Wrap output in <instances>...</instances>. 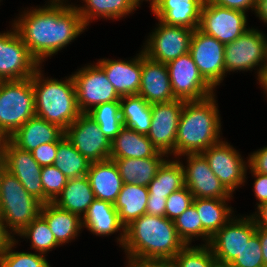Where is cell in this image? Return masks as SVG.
<instances>
[{
  "mask_svg": "<svg viewBox=\"0 0 267 267\" xmlns=\"http://www.w3.org/2000/svg\"><path fill=\"white\" fill-rule=\"evenodd\" d=\"M157 27L147 36L144 54L150 59L167 64L189 52L193 29L168 25L158 19Z\"/></svg>",
  "mask_w": 267,
  "mask_h": 267,
  "instance_id": "30bf717a",
  "label": "cell"
},
{
  "mask_svg": "<svg viewBox=\"0 0 267 267\" xmlns=\"http://www.w3.org/2000/svg\"><path fill=\"white\" fill-rule=\"evenodd\" d=\"M251 171L252 176L255 178L254 181V186H253V192L254 196L256 197L257 202V207L260 206L261 204L267 202V174H262V173H257Z\"/></svg>",
  "mask_w": 267,
  "mask_h": 267,
  "instance_id": "bcb514c9",
  "label": "cell"
},
{
  "mask_svg": "<svg viewBox=\"0 0 267 267\" xmlns=\"http://www.w3.org/2000/svg\"><path fill=\"white\" fill-rule=\"evenodd\" d=\"M7 138L0 132V157H2L4 143Z\"/></svg>",
  "mask_w": 267,
  "mask_h": 267,
  "instance_id": "6f0895ef",
  "label": "cell"
},
{
  "mask_svg": "<svg viewBox=\"0 0 267 267\" xmlns=\"http://www.w3.org/2000/svg\"><path fill=\"white\" fill-rule=\"evenodd\" d=\"M166 65L176 99L199 101L215 94V89L200 74L189 52Z\"/></svg>",
  "mask_w": 267,
  "mask_h": 267,
  "instance_id": "8fae6325",
  "label": "cell"
},
{
  "mask_svg": "<svg viewBox=\"0 0 267 267\" xmlns=\"http://www.w3.org/2000/svg\"><path fill=\"white\" fill-rule=\"evenodd\" d=\"M256 209L257 211L251 214L256 226L267 229V202L261 204Z\"/></svg>",
  "mask_w": 267,
  "mask_h": 267,
  "instance_id": "f907efd6",
  "label": "cell"
},
{
  "mask_svg": "<svg viewBox=\"0 0 267 267\" xmlns=\"http://www.w3.org/2000/svg\"><path fill=\"white\" fill-rule=\"evenodd\" d=\"M18 239L9 244L8 248L0 256V267H51L46 255L32 252L14 251Z\"/></svg>",
  "mask_w": 267,
  "mask_h": 267,
  "instance_id": "ab89813d",
  "label": "cell"
},
{
  "mask_svg": "<svg viewBox=\"0 0 267 267\" xmlns=\"http://www.w3.org/2000/svg\"><path fill=\"white\" fill-rule=\"evenodd\" d=\"M121 119L124 127L147 135L151 126V104L140 95L123 96L120 99Z\"/></svg>",
  "mask_w": 267,
  "mask_h": 267,
  "instance_id": "836d02e7",
  "label": "cell"
},
{
  "mask_svg": "<svg viewBox=\"0 0 267 267\" xmlns=\"http://www.w3.org/2000/svg\"><path fill=\"white\" fill-rule=\"evenodd\" d=\"M166 199L167 197H153V195H148L146 214L165 217Z\"/></svg>",
  "mask_w": 267,
  "mask_h": 267,
  "instance_id": "c3c4849f",
  "label": "cell"
},
{
  "mask_svg": "<svg viewBox=\"0 0 267 267\" xmlns=\"http://www.w3.org/2000/svg\"><path fill=\"white\" fill-rule=\"evenodd\" d=\"M143 1H149L150 2V10L153 11L155 9V7L161 2V0H134V3L136 5V7H140L141 3Z\"/></svg>",
  "mask_w": 267,
  "mask_h": 267,
  "instance_id": "9f6ffc18",
  "label": "cell"
},
{
  "mask_svg": "<svg viewBox=\"0 0 267 267\" xmlns=\"http://www.w3.org/2000/svg\"><path fill=\"white\" fill-rule=\"evenodd\" d=\"M65 136L90 163L110 159L111 141L87 113L79 115L65 130Z\"/></svg>",
  "mask_w": 267,
  "mask_h": 267,
  "instance_id": "2e32d148",
  "label": "cell"
},
{
  "mask_svg": "<svg viewBox=\"0 0 267 267\" xmlns=\"http://www.w3.org/2000/svg\"><path fill=\"white\" fill-rule=\"evenodd\" d=\"M40 177L44 190V204L53 202L63 190L68 179L54 165L43 166Z\"/></svg>",
  "mask_w": 267,
  "mask_h": 267,
  "instance_id": "60d3db41",
  "label": "cell"
},
{
  "mask_svg": "<svg viewBox=\"0 0 267 267\" xmlns=\"http://www.w3.org/2000/svg\"><path fill=\"white\" fill-rule=\"evenodd\" d=\"M41 68L32 76L36 116L66 130L81 114L73 77L46 78Z\"/></svg>",
  "mask_w": 267,
  "mask_h": 267,
  "instance_id": "277c9868",
  "label": "cell"
},
{
  "mask_svg": "<svg viewBox=\"0 0 267 267\" xmlns=\"http://www.w3.org/2000/svg\"><path fill=\"white\" fill-rule=\"evenodd\" d=\"M72 77L81 113H88L98 105L121 99L105 71L97 63L81 67L72 74Z\"/></svg>",
  "mask_w": 267,
  "mask_h": 267,
  "instance_id": "ba28073f",
  "label": "cell"
},
{
  "mask_svg": "<svg viewBox=\"0 0 267 267\" xmlns=\"http://www.w3.org/2000/svg\"><path fill=\"white\" fill-rule=\"evenodd\" d=\"M84 5L76 8L84 25L89 26L95 19L117 20L129 16L136 10L134 0H82Z\"/></svg>",
  "mask_w": 267,
  "mask_h": 267,
  "instance_id": "f546056e",
  "label": "cell"
},
{
  "mask_svg": "<svg viewBox=\"0 0 267 267\" xmlns=\"http://www.w3.org/2000/svg\"><path fill=\"white\" fill-rule=\"evenodd\" d=\"M82 227L96 236H109L119 231L117 243L122 247L125 239V227L120 223L114 204L95 199L82 218Z\"/></svg>",
  "mask_w": 267,
  "mask_h": 267,
  "instance_id": "7402d4cb",
  "label": "cell"
},
{
  "mask_svg": "<svg viewBox=\"0 0 267 267\" xmlns=\"http://www.w3.org/2000/svg\"><path fill=\"white\" fill-rule=\"evenodd\" d=\"M215 5L243 12L255 11L256 0H206Z\"/></svg>",
  "mask_w": 267,
  "mask_h": 267,
  "instance_id": "7dc6e473",
  "label": "cell"
},
{
  "mask_svg": "<svg viewBox=\"0 0 267 267\" xmlns=\"http://www.w3.org/2000/svg\"><path fill=\"white\" fill-rule=\"evenodd\" d=\"M108 80L120 97L137 95L141 84L142 50L130 60L98 59Z\"/></svg>",
  "mask_w": 267,
  "mask_h": 267,
  "instance_id": "ffe728a7",
  "label": "cell"
},
{
  "mask_svg": "<svg viewBox=\"0 0 267 267\" xmlns=\"http://www.w3.org/2000/svg\"><path fill=\"white\" fill-rule=\"evenodd\" d=\"M254 13L267 25V0H256V7Z\"/></svg>",
  "mask_w": 267,
  "mask_h": 267,
  "instance_id": "db71d44e",
  "label": "cell"
},
{
  "mask_svg": "<svg viewBox=\"0 0 267 267\" xmlns=\"http://www.w3.org/2000/svg\"><path fill=\"white\" fill-rule=\"evenodd\" d=\"M87 177L94 192L95 199L115 203L120 193L123 180L117 164L108 159L90 163Z\"/></svg>",
  "mask_w": 267,
  "mask_h": 267,
  "instance_id": "cb8c5ba5",
  "label": "cell"
},
{
  "mask_svg": "<svg viewBox=\"0 0 267 267\" xmlns=\"http://www.w3.org/2000/svg\"><path fill=\"white\" fill-rule=\"evenodd\" d=\"M14 237L6 230V227L0 219V256L8 248Z\"/></svg>",
  "mask_w": 267,
  "mask_h": 267,
  "instance_id": "816d5d0a",
  "label": "cell"
},
{
  "mask_svg": "<svg viewBox=\"0 0 267 267\" xmlns=\"http://www.w3.org/2000/svg\"><path fill=\"white\" fill-rule=\"evenodd\" d=\"M176 232L185 245L196 240H203L208 245L211 236L203 229L196 207L191 204L179 217L173 220ZM200 237V238H199ZM193 240V241H192Z\"/></svg>",
  "mask_w": 267,
  "mask_h": 267,
  "instance_id": "74e56055",
  "label": "cell"
},
{
  "mask_svg": "<svg viewBox=\"0 0 267 267\" xmlns=\"http://www.w3.org/2000/svg\"><path fill=\"white\" fill-rule=\"evenodd\" d=\"M215 94L199 101H184L175 142V158L202 153L222 140Z\"/></svg>",
  "mask_w": 267,
  "mask_h": 267,
  "instance_id": "3957f363",
  "label": "cell"
},
{
  "mask_svg": "<svg viewBox=\"0 0 267 267\" xmlns=\"http://www.w3.org/2000/svg\"><path fill=\"white\" fill-rule=\"evenodd\" d=\"M248 169L253 172L267 174V146L249 154Z\"/></svg>",
  "mask_w": 267,
  "mask_h": 267,
  "instance_id": "f6af8a7d",
  "label": "cell"
},
{
  "mask_svg": "<svg viewBox=\"0 0 267 267\" xmlns=\"http://www.w3.org/2000/svg\"><path fill=\"white\" fill-rule=\"evenodd\" d=\"M166 157L169 158L167 154L159 151L154 157L149 158L111 160H114L117 164L123 184H138L147 187L157 175L159 168L167 160Z\"/></svg>",
  "mask_w": 267,
  "mask_h": 267,
  "instance_id": "4316f807",
  "label": "cell"
},
{
  "mask_svg": "<svg viewBox=\"0 0 267 267\" xmlns=\"http://www.w3.org/2000/svg\"><path fill=\"white\" fill-rule=\"evenodd\" d=\"M224 187L233 195L246 182L248 158L245 161L238 150L225 140L210 146L201 153Z\"/></svg>",
  "mask_w": 267,
  "mask_h": 267,
  "instance_id": "4fadbf2b",
  "label": "cell"
},
{
  "mask_svg": "<svg viewBox=\"0 0 267 267\" xmlns=\"http://www.w3.org/2000/svg\"><path fill=\"white\" fill-rule=\"evenodd\" d=\"M193 199L192 193L186 186L172 192L166 199L165 217L173 221L192 204Z\"/></svg>",
  "mask_w": 267,
  "mask_h": 267,
  "instance_id": "7bdbcfd3",
  "label": "cell"
},
{
  "mask_svg": "<svg viewBox=\"0 0 267 267\" xmlns=\"http://www.w3.org/2000/svg\"><path fill=\"white\" fill-rule=\"evenodd\" d=\"M172 260L176 267H215L218 263L213 251L204 243L185 245Z\"/></svg>",
  "mask_w": 267,
  "mask_h": 267,
  "instance_id": "f35d334b",
  "label": "cell"
},
{
  "mask_svg": "<svg viewBox=\"0 0 267 267\" xmlns=\"http://www.w3.org/2000/svg\"><path fill=\"white\" fill-rule=\"evenodd\" d=\"M99 126L100 131L112 141L124 127L121 119L120 101L96 106L87 113Z\"/></svg>",
  "mask_w": 267,
  "mask_h": 267,
  "instance_id": "d590c367",
  "label": "cell"
},
{
  "mask_svg": "<svg viewBox=\"0 0 267 267\" xmlns=\"http://www.w3.org/2000/svg\"><path fill=\"white\" fill-rule=\"evenodd\" d=\"M42 203L29 194L19 180L7 170L0 180V219L15 238L39 214Z\"/></svg>",
  "mask_w": 267,
  "mask_h": 267,
  "instance_id": "5b68a950",
  "label": "cell"
},
{
  "mask_svg": "<svg viewBox=\"0 0 267 267\" xmlns=\"http://www.w3.org/2000/svg\"><path fill=\"white\" fill-rule=\"evenodd\" d=\"M2 159L5 169L19 180L29 194L44 204V190L40 177L42 167L34 160L32 153L19 149L6 139Z\"/></svg>",
  "mask_w": 267,
  "mask_h": 267,
  "instance_id": "ac0fdd59",
  "label": "cell"
},
{
  "mask_svg": "<svg viewBox=\"0 0 267 267\" xmlns=\"http://www.w3.org/2000/svg\"><path fill=\"white\" fill-rule=\"evenodd\" d=\"M94 200V192L86 175L68 179L63 190L53 203L61 209L78 215L82 219Z\"/></svg>",
  "mask_w": 267,
  "mask_h": 267,
  "instance_id": "83f0119b",
  "label": "cell"
},
{
  "mask_svg": "<svg viewBox=\"0 0 267 267\" xmlns=\"http://www.w3.org/2000/svg\"><path fill=\"white\" fill-rule=\"evenodd\" d=\"M138 95L149 104L176 100L165 63L147 57L142 50V74Z\"/></svg>",
  "mask_w": 267,
  "mask_h": 267,
  "instance_id": "44dd1931",
  "label": "cell"
},
{
  "mask_svg": "<svg viewBox=\"0 0 267 267\" xmlns=\"http://www.w3.org/2000/svg\"><path fill=\"white\" fill-rule=\"evenodd\" d=\"M178 158V159H177ZM167 159L159 168L157 175L147 186L148 195L168 197L172 192L185 186L184 169L180 157Z\"/></svg>",
  "mask_w": 267,
  "mask_h": 267,
  "instance_id": "d6a6232c",
  "label": "cell"
},
{
  "mask_svg": "<svg viewBox=\"0 0 267 267\" xmlns=\"http://www.w3.org/2000/svg\"><path fill=\"white\" fill-rule=\"evenodd\" d=\"M215 267H231V266L230 265H222V264L217 263Z\"/></svg>",
  "mask_w": 267,
  "mask_h": 267,
  "instance_id": "91938a15",
  "label": "cell"
},
{
  "mask_svg": "<svg viewBox=\"0 0 267 267\" xmlns=\"http://www.w3.org/2000/svg\"><path fill=\"white\" fill-rule=\"evenodd\" d=\"M225 45L203 33L199 28L193 31L189 53L203 78L215 89L223 82Z\"/></svg>",
  "mask_w": 267,
  "mask_h": 267,
  "instance_id": "9a60e30c",
  "label": "cell"
},
{
  "mask_svg": "<svg viewBox=\"0 0 267 267\" xmlns=\"http://www.w3.org/2000/svg\"><path fill=\"white\" fill-rule=\"evenodd\" d=\"M230 200L232 198L193 199L203 229L211 237L233 217L234 210L227 204Z\"/></svg>",
  "mask_w": 267,
  "mask_h": 267,
  "instance_id": "1f68e13d",
  "label": "cell"
},
{
  "mask_svg": "<svg viewBox=\"0 0 267 267\" xmlns=\"http://www.w3.org/2000/svg\"><path fill=\"white\" fill-rule=\"evenodd\" d=\"M54 166L58 168L67 179H71L86 176L90 162L75 149L64 135L58 141Z\"/></svg>",
  "mask_w": 267,
  "mask_h": 267,
  "instance_id": "e575fe53",
  "label": "cell"
},
{
  "mask_svg": "<svg viewBox=\"0 0 267 267\" xmlns=\"http://www.w3.org/2000/svg\"><path fill=\"white\" fill-rule=\"evenodd\" d=\"M11 25L9 31L0 32V81L31 78L41 66Z\"/></svg>",
  "mask_w": 267,
  "mask_h": 267,
  "instance_id": "9c48e42d",
  "label": "cell"
},
{
  "mask_svg": "<svg viewBox=\"0 0 267 267\" xmlns=\"http://www.w3.org/2000/svg\"><path fill=\"white\" fill-rule=\"evenodd\" d=\"M5 165H4V161L2 159V157H0V180H1V176H2V173L5 171Z\"/></svg>",
  "mask_w": 267,
  "mask_h": 267,
  "instance_id": "680465c9",
  "label": "cell"
},
{
  "mask_svg": "<svg viewBox=\"0 0 267 267\" xmlns=\"http://www.w3.org/2000/svg\"><path fill=\"white\" fill-rule=\"evenodd\" d=\"M65 135V130L41 117L33 116L23 124L9 140L19 149L32 152L38 146L58 142Z\"/></svg>",
  "mask_w": 267,
  "mask_h": 267,
  "instance_id": "603a6c76",
  "label": "cell"
},
{
  "mask_svg": "<svg viewBox=\"0 0 267 267\" xmlns=\"http://www.w3.org/2000/svg\"><path fill=\"white\" fill-rule=\"evenodd\" d=\"M58 142H49L38 146L31 153L34 160L41 166L54 165Z\"/></svg>",
  "mask_w": 267,
  "mask_h": 267,
  "instance_id": "ee69618b",
  "label": "cell"
},
{
  "mask_svg": "<svg viewBox=\"0 0 267 267\" xmlns=\"http://www.w3.org/2000/svg\"><path fill=\"white\" fill-rule=\"evenodd\" d=\"M66 2L49 0L48 5L24 9L13 20L30 54L41 66L46 58L56 55L87 29L76 4Z\"/></svg>",
  "mask_w": 267,
  "mask_h": 267,
  "instance_id": "6da1fadb",
  "label": "cell"
},
{
  "mask_svg": "<svg viewBox=\"0 0 267 267\" xmlns=\"http://www.w3.org/2000/svg\"><path fill=\"white\" fill-rule=\"evenodd\" d=\"M32 77L0 81V132L9 139L35 116Z\"/></svg>",
  "mask_w": 267,
  "mask_h": 267,
  "instance_id": "8992f818",
  "label": "cell"
},
{
  "mask_svg": "<svg viewBox=\"0 0 267 267\" xmlns=\"http://www.w3.org/2000/svg\"><path fill=\"white\" fill-rule=\"evenodd\" d=\"M247 16L243 11L221 7L204 0L199 29L226 45L250 28L247 26Z\"/></svg>",
  "mask_w": 267,
  "mask_h": 267,
  "instance_id": "5bb4252c",
  "label": "cell"
},
{
  "mask_svg": "<svg viewBox=\"0 0 267 267\" xmlns=\"http://www.w3.org/2000/svg\"><path fill=\"white\" fill-rule=\"evenodd\" d=\"M17 236L30 240V247L36 253L46 255L52 249L60 246L51 232L46 220L39 214Z\"/></svg>",
  "mask_w": 267,
  "mask_h": 267,
  "instance_id": "8d00e7d4",
  "label": "cell"
},
{
  "mask_svg": "<svg viewBox=\"0 0 267 267\" xmlns=\"http://www.w3.org/2000/svg\"><path fill=\"white\" fill-rule=\"evenodd\" d=\"M255 233L256 223L252 215L238 218L234 213L233 217L211 237L208 246L219 264L229 265Z\"/></svg>",
  "mask_w": 267,
  "mask_h": 267,
  "instance_id": "7c38bea8",
  "label": "cell"
},
{
  "mask_svg": "<svg viewBox=\"0 0 267 267\" xmlns=\"http://www.w3.org/2000/svg\"><path fill=\"white\" fill-rule=\"evenodd\" d=\"M185 246L174 222L144 214L125 227L122 249L126 260H172Z\"/></svg>",
  "mask_w": 267,
  "mask_h": 267,
  "instance_id": "7a4b0ae2",
  "label": "cell"
},
{
  "mask_svg": "<svg viewBox=\"0 0 267 267\" xmlns=\"http://www.w3.org/2000/svg\"><path fill=\"white\" fill-rule=\"evenodd\" d=\"M259 81V85L263 88L267 96V67L263 69L259 78H256ZM267 98V97H266Z\"/></svg>",
  "mask_w": 267,
  "mask_h": 267,
  "instance_id": "11a10c76",
  "label": "cell"
},
{
  "mask_svg": "<svg viewBox=\"0 0 267 267\" xmlns=\"http://www.w3.org/2000/svg\"><path fill=\"white\" fill-rule=\"evenodd\" d=\"M256 234L259 236L264 266L267 267V229L256 226Z\"/></svg>",
  "mask_w": 267,
  "mask_h": 267,
  "instance_id": "f5cc1de1",
  "label": "cell"
},
{
  "mask_svg": "<svg viewBox=\"0 0 267 267\" xmlns=\"http://www.w3.org/2000/svg\"><path fill=\"white\" fill-rule=\"evenodd\" d=\"M231 267H265L259 236L255 233L240 254L229 264Z\"/></svg>",
  "mask_w": 267,
  "mask_h": 267,
  "instance_id": "b9f144b4",
  "label": "cell"
},
{
  "mask_svg": "<svg viewBox=\"0 0 267 267\" xmlns=\"http://www.w3.org/2000/svg\"><path fill=\"white\" fill-rule=\"evenodd\" d=\"M158 152L147 135L123 127L111 141L110 159L149 158Z\"/></svg>",
  "mask_w": 267,
  "mask_h": 267,
  "instance_id": "f1b7e54d",
  "label": "cell"
},
{
  "mask_svg": "<svg viewBox=\"0 0 267 267\" xmlns=\"http://www.w3.org/2000/svg\"><path fill=\"white\" fill-rule=\"evenodd\" d=\"M204 0H161L152 11L156 19L168 25L199 28Z\"/></svg>",
  "mask_w": 267,
  "mask_h": 267,
  "instance_id": "d4e9b609",
  "label": "cell"
},
{
  "mask_svg": "<svg viewBox=\"0 0 267 267\" xmlns=\"http://www.w3.org/2000/svg\"><path fill=\"white\" fill-rule=\"evenodd\" d=\"M40 215L46 220L60 246L71 243L83 229L82 219L78 215L59 208L53 202L42 204Z\"/></svg>",
  "mask_w": 267,
  "mask_h": 267,
  "instance_id": "484cf974",
  "label": "cell"
},
{
  "mask_svg": "<svg viewBox=\"0 0 267 267\" xmlns=\"http://www.w3.org/2000/svg\"><path fill=\"white\" fill-rule=\"evenodd\" d=\"M126 267H176L173 260H129Z\"/></svg>",
  "mask_w": 267,
  "mask_h": 267,
  "instance_id": "681fc988",
  "label": "cell"
},
{
  "mask_svg": "<svg viewBox=\"0 0 267 267\" xmlns=\"http://www.w3.org/2000/svg\"><path fill=\"white\" fill-rule=\"evenodd\" d=\"M148 188L138 184H123L114 203L120 223L126 227L135 219L146 214Z\"/></svg>",
  "mask_w": 267,
  "mask_h": 267,
  "instance_id": "4dcf8cb0",
  "label": "cell"
},
{
  "mask_svg": "<svg viewBox=\"0 0 267 267\" xmlns=\"http://www.w3.org/2000/svg\"><path fill=\"white\" fill-rule=\"evenodd\" d=\"M267 64V35L249 28L236 40L225 45V73L257 70L259 78ZM257 68V69H256Z\"/></svg>",
  "mask_w": 267,
  "mask_h": 267,
  "instance_id": "52a82bcc",
  "label": "cell"
},
{
  "mask_svg": "<svg viewBox=\"0 0 267 267\" xmlns=\"http://www.w3.org/2000/svg\"><path fill=\"white\" fill-rule=\"evenodd\" d=\"M184 101L176 99L151 104V126L147 137L158 151L175 156V142Z\"/></svg>",
  "mask_w": 267,
  "mask_h": 267,
  "instance_id": "e0dca14e",
  "label": "cell"
},
{
  "mask_svg": "<svg viewBox=\"0 0 267 267\" xmlns=\"http://www.w3.org/2000/svg\"><path fill=\"white\" fill-rule=\"evenodd\" d=\"M186 166L184 169L185 186L194 198H233L209 167L208 161L201 154H184Z\"/></svg>",
  "mask_w": 267,
  "mask_h": 267,
  "instance_id": "d6986e66",
  "label": "cell"
}]
</instances>
